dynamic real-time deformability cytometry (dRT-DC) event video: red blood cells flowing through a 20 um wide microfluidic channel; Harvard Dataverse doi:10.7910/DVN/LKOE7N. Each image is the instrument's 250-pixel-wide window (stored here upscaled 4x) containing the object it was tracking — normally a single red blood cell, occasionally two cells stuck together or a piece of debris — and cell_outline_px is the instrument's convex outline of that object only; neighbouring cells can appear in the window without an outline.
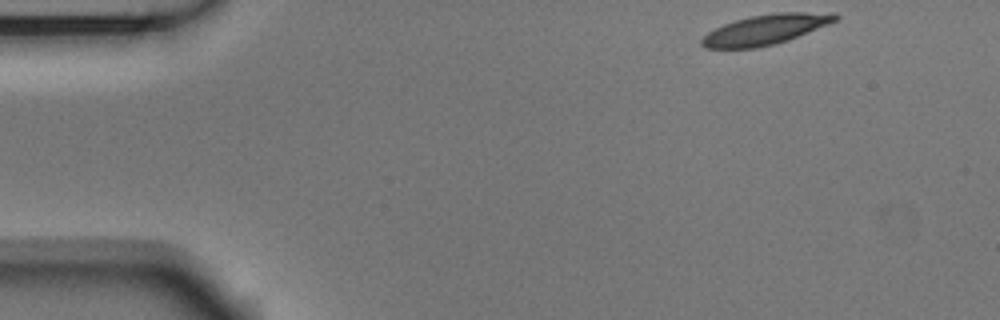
{"species": "Egyptian fruit bat (a non-hibernating species)", "species_latin": "Rousettus aegyptiacus", "temperature_condition": "room temperature", "stored_images_in_passage": 49, "camera_frame_rate_fps": 3000, "um_per_image_px": 0.085, "animal": {"sex": "male"}, "frame": {"image": 1, "passage_image": 1, "time_ms": 0.0, "image_size_px": [1000, 320], "cell_outline_px": [[840, 16], [836, 20], [828, 24], [788, 40], [756, 48], [704, 48], [700, 44], [700, 40], [708, 32], [724, 24], [736, 20], [752, 16], [772, 12], [836, 12]], "centroid_in_image_um": [65.08, 2.5], "position_along_channel_um": 19.9, "area_um2": 23.29}}
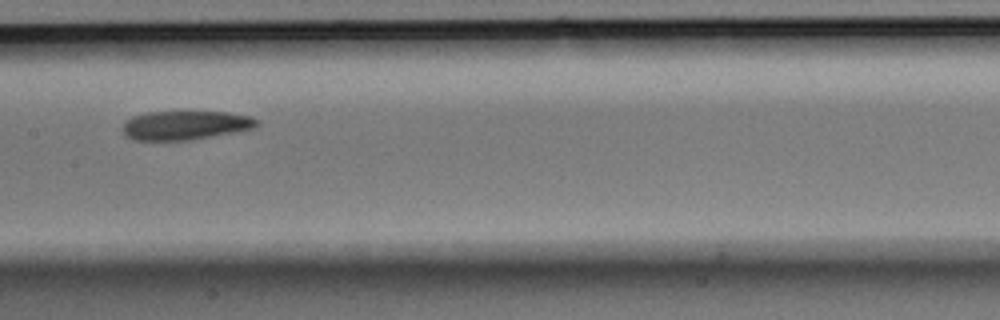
{"frame": {"image": 2, "passage_image": 22, "time_ms": 7.0, "image_size_px": [1000, 320], "cell_outline_px": [[260, 120], [256, 128], [236, 132], [188, 140], [132, 140], [124, 136], [120, 128], [124, 120], [132, 116], [148, 112], [228, 112], [252, 116]], "centroid_in_image_um": [15.72, 10.65], "position_along_channel_um": 191.7, "area_um2": 23.06}}
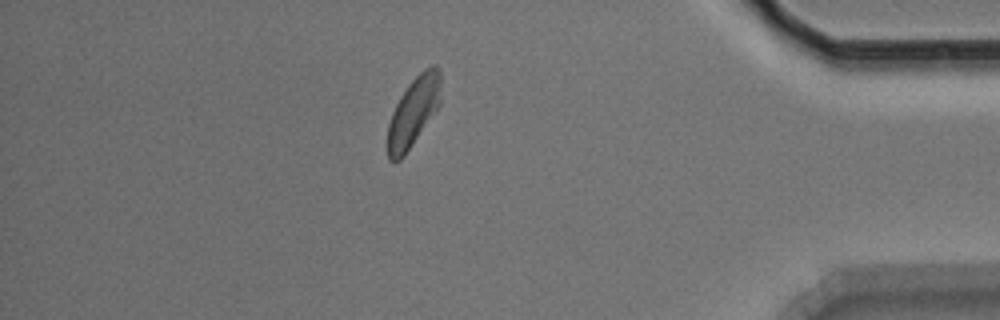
{"frame": {"image": 3, "passage_image": 42, "time_ms": 13.667, "image_size_px": [1000, 320], "cell_outline_px": [[440, 104], [404, 156], [400, 160], [388, 160], [388, 124], [392, 112], [400, 96], [408, 84], [424, 68], [432, 64], [436, 64], [440, 72]], "centroid_in_image_um": [35.14, 9.46], "position_along_channel_um": 400.1, "area_um2": 21.21}, "authors_computed_cell_mechanics": {"area_um2": 23.0622, "velocity_mm_per_s": 3.6876, "shape_relaxation_time_tau1_ms": 6.948, "shape_relaxation_time_tau2_ms": 7.0365, "deformation_change_tau1": 0.1456, "deformation_change_tau2": 0.1288}}